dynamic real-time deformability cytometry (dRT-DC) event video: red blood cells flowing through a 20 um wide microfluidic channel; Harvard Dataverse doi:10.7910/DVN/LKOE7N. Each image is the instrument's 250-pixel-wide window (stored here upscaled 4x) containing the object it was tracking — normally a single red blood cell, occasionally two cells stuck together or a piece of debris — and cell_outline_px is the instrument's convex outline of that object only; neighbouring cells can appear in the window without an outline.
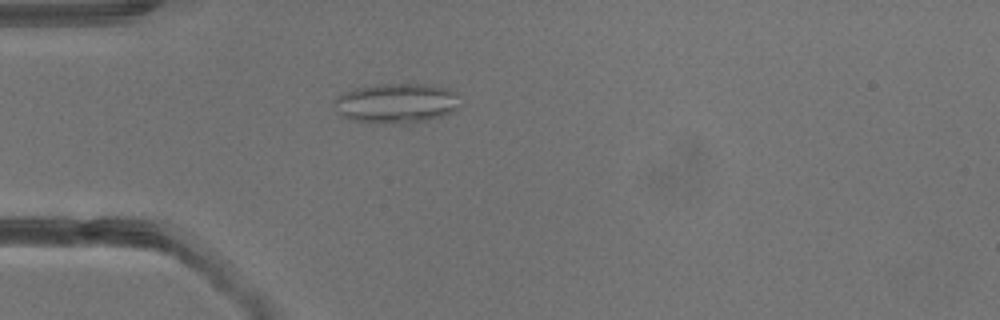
{"species": "common noctule bat (a hibernating species)", "species_latin": "Nyctalus noctula", "temperature_condition": "warm", "stored_images_in_passage": 2, "camera_frame_rate_fps": 3000, "um_per_image_px": 0.085, "animal": {"sex": "male", "body_mass_g": 13.3}, "frame": {"image": 1, "passage_image": 2, "time_ms": 1.667, "image_size_px": [1000, 320], "cell_outline_px": [[460, 104], [452, 112], [440, 116], [412, 124], [384, 124], [352, 120], [340, 116], [336, 112], [332, 104], [332, 100], [336, 96], [352, 88], [376, 84], [428, 84], [448, 88], [456, 92]], "centroid_in_image_um": [33.63, 8.78], "position_along_channel_um": 51.4, "area_um2": 29.94}}